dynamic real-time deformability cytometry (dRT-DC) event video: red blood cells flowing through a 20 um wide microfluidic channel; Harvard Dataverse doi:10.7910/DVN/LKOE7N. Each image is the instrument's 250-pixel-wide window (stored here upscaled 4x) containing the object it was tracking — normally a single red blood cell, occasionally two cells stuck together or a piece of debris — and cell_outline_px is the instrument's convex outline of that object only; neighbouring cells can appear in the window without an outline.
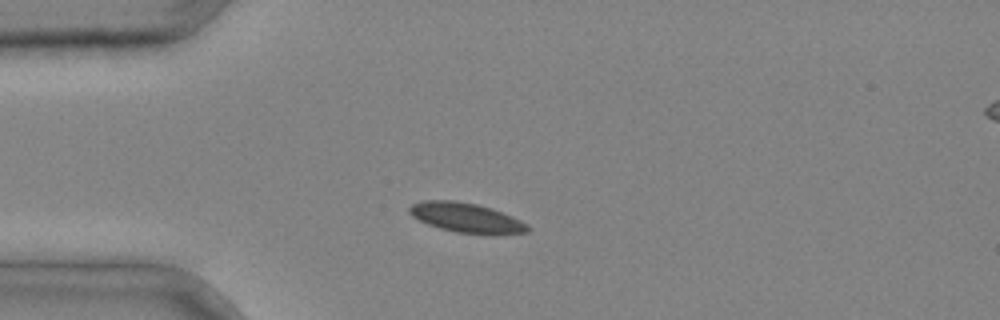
{"species": "common noctule bat (a hibernating species)", "species_latin": "Nyctalus noctula", "temperature_condition": "cold", "stored_images_in_passage": 3, "camera_frame_rate_fps": 3000, "um_per_image_px": 0.085, "animal": {"sex": "male", "body_mass_g": 20.4}, "frame": {"image": 1, "passage_image": 2, "time_ms": 0.333, "image_size_px": [1000, 320], "cell_outline_px": [[528, 232], [488, 236], [456, 232], [440, 228], [428, 224], [412, 216], [408, 212], [408, 208], [412, 204], [424, 200], [452, 200], [476, 204], [492, 208], [512, 216], [528, 224]], "centroid_in_image_um": [39.66, 18.52], "position_along_channel_um": 45.3, "area_um2": 20.69}}
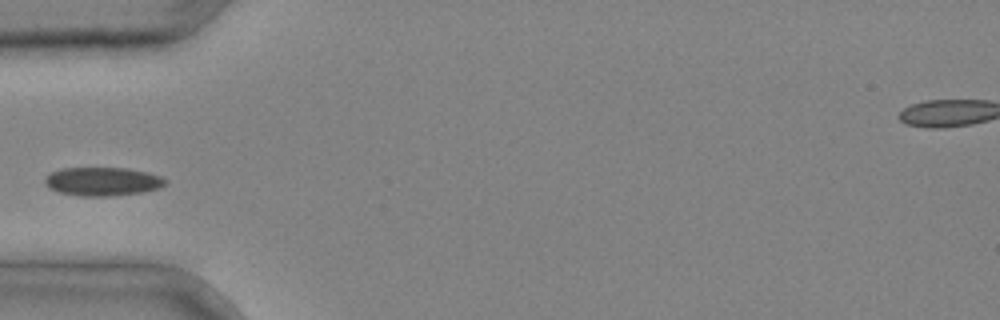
{"frame": {"image": 2, "passage_image": 3, "time_ms": 0.667, "image_size_px": [1000, 320], "cell_outline_px": [[168, 180], [160, 188], [140, 192], [108, 196], [80, 196], [60, 192], [48, 188], [44, 184], [44, 180], [52, 172], [60, 168], [128, 168], [148, 172], [160, 176]], "centroid_in_image_um": [8.71, 15.42], "position_along_channel_um": 76.3, "area_um2": 20.0}}